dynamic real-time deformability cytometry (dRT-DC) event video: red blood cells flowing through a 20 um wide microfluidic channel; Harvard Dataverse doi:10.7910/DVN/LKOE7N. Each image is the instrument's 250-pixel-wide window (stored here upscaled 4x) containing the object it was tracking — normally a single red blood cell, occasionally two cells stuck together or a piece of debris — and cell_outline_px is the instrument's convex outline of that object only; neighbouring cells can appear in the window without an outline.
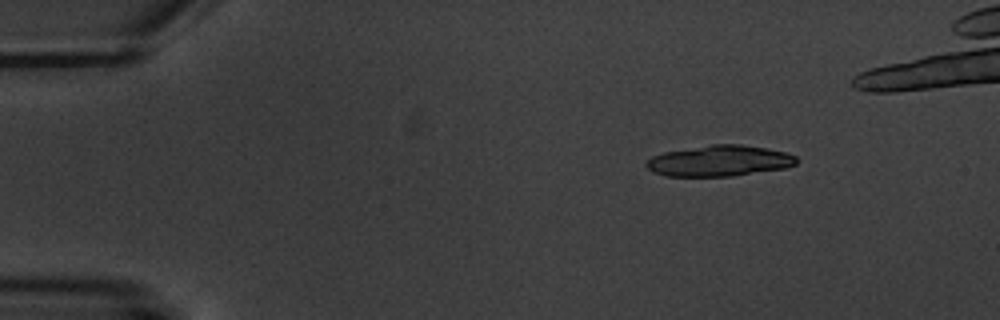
{"species": "common noctule bat (a hibernating species)", "species_latin": "Nyctalus noctula", "temperature_condition": "warm", "stored_images_in_passage": 8, "camera_frame_rate_fps": 3000, "um_per_image_px": 0.085, "animal": {"sex": "male", "body_mass_g": 20.1, "forearm_length_mm": 53.5}, "frame": {"image": 1, "passage_image": 2, "time_ms": 1.333, "image_size_px": [1000, 320], "cell_outline_px": [[796, 164], [784, 168], [732, 176], [668, 176], [652, 172], [644, 164], [652, 156], [664, 152], [712, 144], [740, 144], [764, 148], [784, 152], [796, 156]], "centroid_in_image_um": [61.11, 13.67], "position_along_channel_um": 23.9, "area_um2": 26.82}}